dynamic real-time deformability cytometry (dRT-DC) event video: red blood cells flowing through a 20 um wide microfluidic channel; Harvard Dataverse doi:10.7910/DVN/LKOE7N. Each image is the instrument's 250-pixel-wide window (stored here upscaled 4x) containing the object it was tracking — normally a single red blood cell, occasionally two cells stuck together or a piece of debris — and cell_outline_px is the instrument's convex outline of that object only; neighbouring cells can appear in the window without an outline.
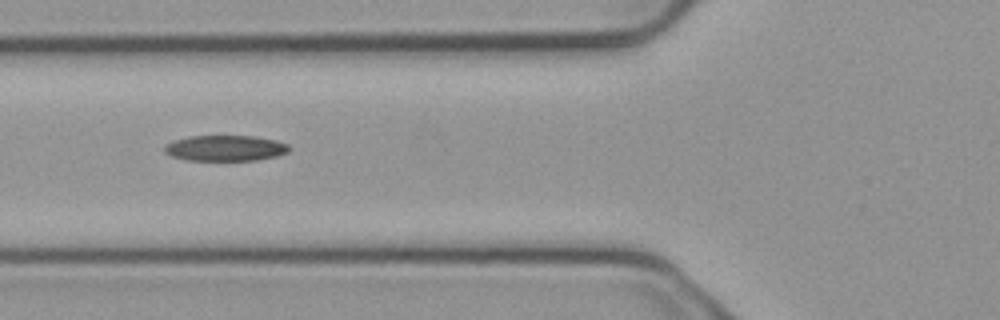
{"species": "common noctule bat (a hibernating species)", "species_latin": "Nyctalus noctula", "temperature_condition": "cold", "stored_images_in_passage": 10, "camera_frame_rate_fps": 3000, "um_per_image_px": 0.085, "animal": {"sex": "male", "body_mass_g": 23.1, "forearm_length_mm": 52.7}, "frame": {"image": 1, "passage_image": 5, "time_ms": 1.333, "image_size_px": [1000, 320], "cell_outline_px": [[292, 148], [288, 152], [276, 156], [256, 160], [188, 160], [172, 156], [164, 152], [164, 148], [168, 144], [176, 140], [188, 136], [256, 136], [276, 140], [288, 144]], "centroid_in_image_um": [19.21, 12.59], "position_along_channel_um": 106.6, "area_um2": 18.61}}
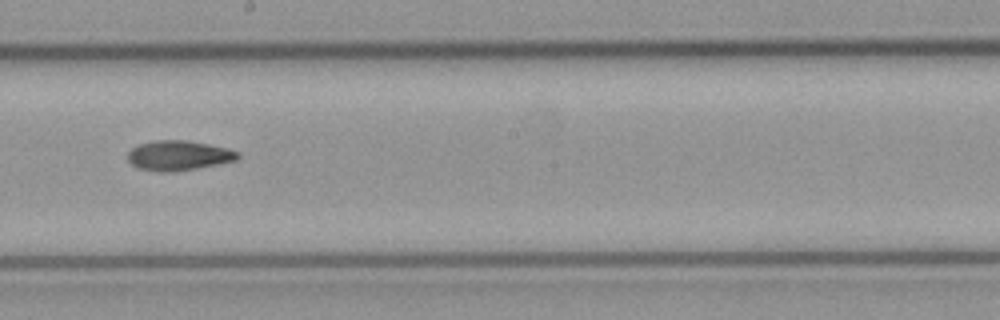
{"frame": {"image": 2, "passage_image": 8, "time_ms": 2.333, "image_size_px": [1000, 320], "cell_outline_px": [[240, 156], [236, 160], [196, 168], [172, 172], [160, 172], [136, 168], [128, 160], [128, 152], [132, 148], [140, 144], [156, 140], [184, 140], [208, 144], [224, 148], [236, 152]], "centroid_in_image_um": [15.12, 13.22], "position_along_channel_um": 233.1, "area_um2": 18.84}}
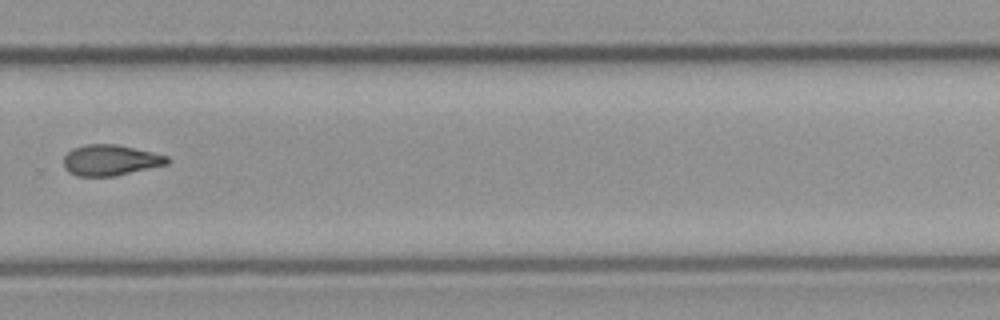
{"frame": {"image": 3, "passage_image": 10, "time_ms": 3.0, "image_size_px": [1000, 320], "cell_outline_px": [[172, 160], [168, 164], [116, 176], [76, 176], [68, 172], [64, 168], [64, 156], [72, 148], [84, 144], [116, 144], [152, 152], [168, 156]], "centroid_in_image_um": [9.38, 13.62], "position_along_channel_um": 320.4, "area_um2": 18.79}}